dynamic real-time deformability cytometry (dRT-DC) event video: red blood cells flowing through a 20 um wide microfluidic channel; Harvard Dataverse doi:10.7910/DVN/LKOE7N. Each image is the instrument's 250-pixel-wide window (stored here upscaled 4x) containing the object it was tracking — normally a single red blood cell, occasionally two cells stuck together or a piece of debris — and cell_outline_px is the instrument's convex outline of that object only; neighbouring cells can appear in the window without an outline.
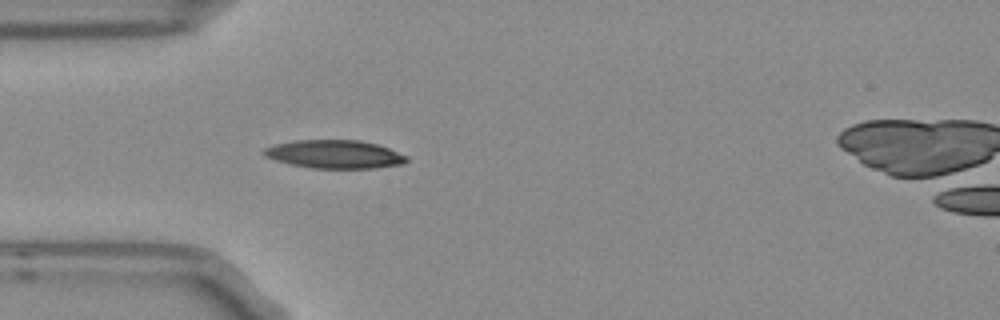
{"species": "Egyptian fruit bat (a non-hibernating species)", "species_latin": "Rousettus aegyptiacus", "temperature_condition": "room temperature", "stored_images_in_passage": 1, "camera_frame_rate_fps": 3000, "um_per_image_px": 0.085, "frame": {"image": 1, "passage_image": 1, "time_ms": 0.0, "image_size_px": [1000, 320], "cell_outline_px": [[408, 160], [404, 164], [376, 168], [312, 168], [288, 164], [264, 156], [260, 152], [264, 148], [276, 144], [296, 140], [360, 140], [376, 144], [388, 148], [408, 156]], "centroid_in_image_um": [28.43, 13.11], "position_along_channel_um": 56.6, "area_um2": 23.64}}